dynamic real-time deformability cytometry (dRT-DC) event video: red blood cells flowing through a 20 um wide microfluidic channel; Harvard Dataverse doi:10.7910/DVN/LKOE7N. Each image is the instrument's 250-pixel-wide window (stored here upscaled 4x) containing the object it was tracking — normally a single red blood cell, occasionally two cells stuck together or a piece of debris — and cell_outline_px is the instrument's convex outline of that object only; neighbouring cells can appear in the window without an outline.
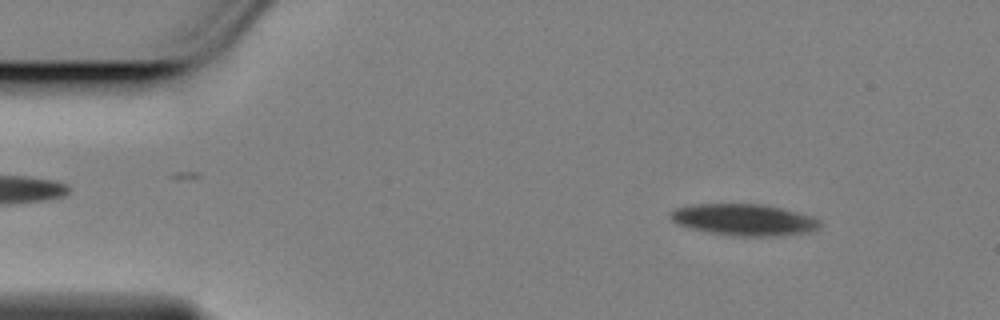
{"species": "Egyptian fruit bat (a non-hibernating species)", "species_latin": "Rousettus aegyptiacus", "temperature_condition": "cold", "stored_images_in_passage": 57, "segment_of_instrument_passage": [1, 2], "camera_frame_rate_fps": 3000, "um_per_image_px": 0.085, "animal": {"sex": "female"}, "frame": {"image": 1, "passage_image": 6, "time_ms": 1.667, "image_size_px": [1000, 320], "cell_outline_px": [[824, 224], [816, 232], [776, 236], [736, 236], [712, 232], [692, 228], [680, 224], [672, 220], [668, 216], [668, 212], [676, 208], [696, 204], [760, 204], [780, 208], [816, 216]], "centroid_in_image_um": [63.36, 18.68], "position_along_channel_um": 21.6, "area_um2": 27.69}}
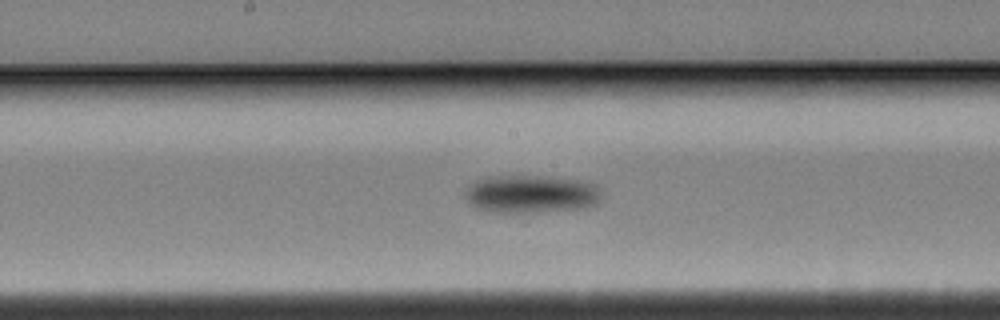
{"frame": {"image": 2, "passage_image": 28, "time_ms": 9.0, "image_size_px": [1000, 320], "cell_outline_px": [[600, 196], [592, 204], [584, 208], [536, 212], [492, 212], [476, 208], [464, 196], [468, 188], [476, 180], [484, 176], [540, 176], [576, 180], [592, 184], [596, 188]], "centroid_in_image_um": [45.05, 16.49], "position_along_channel_um": 203.2, "area_um2": 29.54}}
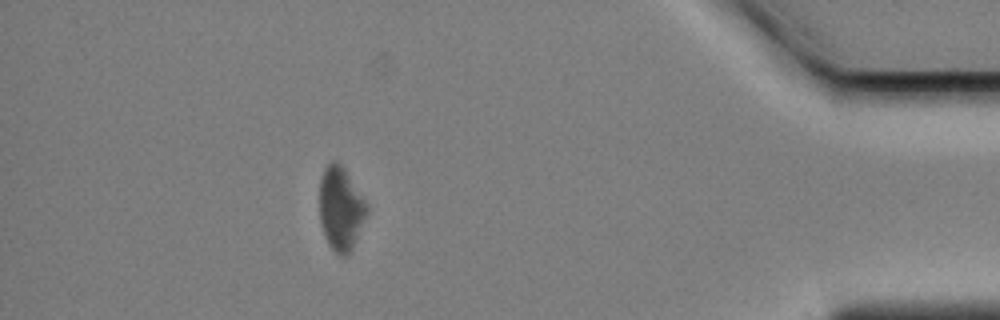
{"frame": {"image": 3, "passage_image": 50, "time_ms": 16.333, "image_size_px": [1000, 320], "cell_outline_px": [[368, 212], [352, 248], [344, 256], [340, 256], [328, 244], [324, 236], [320, 220], [320, 176], [324, 168], [332, 160], [336, 160], [344, 168], [368, 204]], "centroid_in_image_um": [28.96, 17.7], "position_along_channel_um": 406.2, "area_um2": 22.95}}